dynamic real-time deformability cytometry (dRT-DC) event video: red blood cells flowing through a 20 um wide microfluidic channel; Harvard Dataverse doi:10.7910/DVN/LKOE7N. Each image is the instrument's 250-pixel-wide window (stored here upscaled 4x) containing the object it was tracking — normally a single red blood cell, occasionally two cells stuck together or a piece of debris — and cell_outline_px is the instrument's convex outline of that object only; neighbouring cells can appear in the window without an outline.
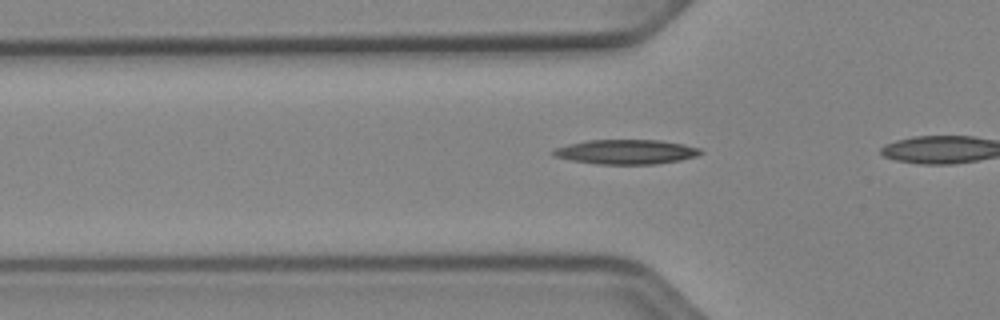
{"species": "Egyptian fruit bat (a non-hibernating species)", "species_latin": "Rousettus aegyptiacus", "temperature_condition": "cold", "stored_images_in_passage": 17, "camera_frame_rate_fps": 3000, "um_per_image_px": 0.085, "animal": {"sex": "female"}, "frame": {"image": 1, "passage_image": 6, "time_ms": 1.667, "image_size_px": [1000, 320], "cell_outline_px": [[704, 152], [696, 156], [680, 160], [656, 164], [596, 164], [572, 160], [552, 156], [552, 152], [556, 148], [568, 144], [588, 140], [660, 140], [684, 144], [700, 148]], "centroid_in_image_um": [53.23, 12.91], "position_along_channel_um": 72.6, "area_um2": 21.1}}
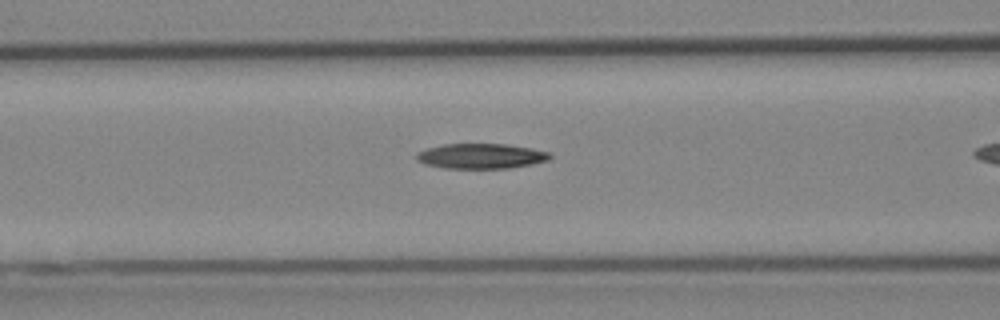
{"frame": {"image": 2, "passage_image": 10, "time_ms": 3.0, "image_size_px": [1000, 320], "cell_outline_px": [[552, 156], [548, 160], [532, 164], [508, 168], [444, 168], [424, 164], [416, 160], [416, 152], [428, 148], [444, 144], [504, 144], [532, 148], [548, 152]], "centroid_in_image_um": [40.86, 13.27], "position_along_channel_um": 125.7, "area_um2": 19.48}}